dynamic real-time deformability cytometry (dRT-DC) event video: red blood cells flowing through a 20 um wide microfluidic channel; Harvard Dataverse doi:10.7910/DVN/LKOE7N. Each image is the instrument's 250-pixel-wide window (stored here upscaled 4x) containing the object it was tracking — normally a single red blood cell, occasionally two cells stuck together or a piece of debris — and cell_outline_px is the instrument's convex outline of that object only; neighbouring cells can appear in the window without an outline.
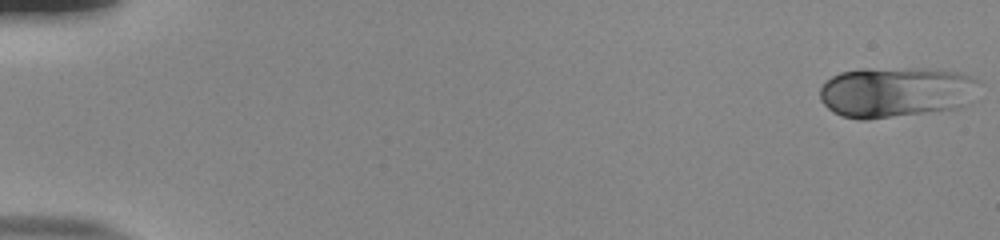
{"species": "human", "species_latin": "Homo sapiens", "temperature_condition": "room temperature", "stored_images_in_passage": 53, "camera_frame_rate_fps": 3000, "um_per_image_px": 0.085, "donor": {"sex": "male"}, "frame": {"image": 1, "passage_image": 1, "time_ms": 0.0, "image_size_px": [1000, 240], "cell_outline_px": [[980, 80], [964, 104], [960, 108], [868, 120], [860, 120], [840, 116], [832, 112], [820, 100], [820, 88], [832, 76], [840, 72], [860, 68], [940, 68], [960, 72], [972, 76]], "centroid_in_image_um": [76.11, 7.81], "position_along_channel_um": 8.9, "area_um2": 47.4}}
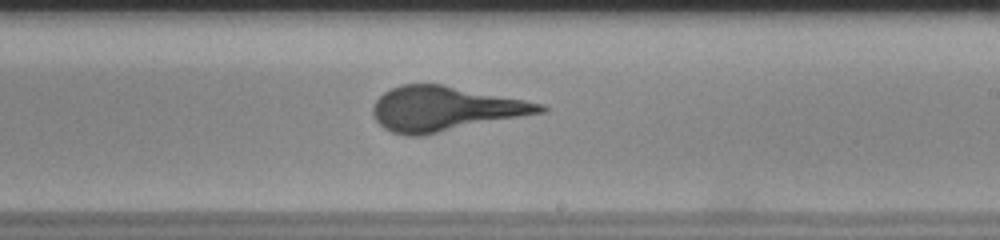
{"frame": {"image": 2, "passage_image": 33, "time_ms": 10.667, "image_size_px": [1000, 240], "cell_outline_px": [[548, 112], [420, 136], [408, 136], [392, 132], [384, 128], [376, 120], [372, 112], [372, 104], [384, 92], [400, 84], [440, 84], [524, 100], [544, 104], [548, 108]], "centroid_in_image_um": [37.83, 9.25], "position_along_channel_um": 251.2, "area_um2": 43.41}}
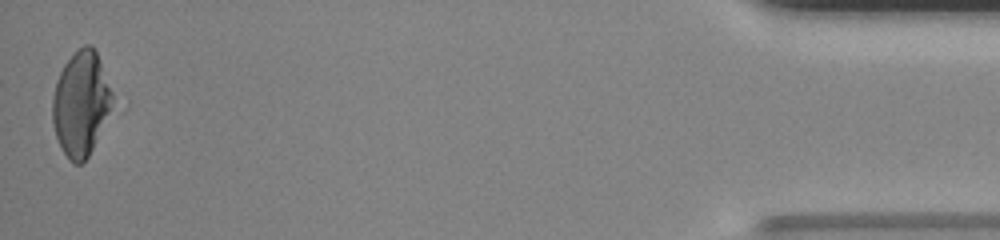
{"frame": {"image": 3, "passage_image": 53, "time_ms": 17.333, "image_size_px": [1000, 240], "cell_outline_px": [[116, 104], [88, 156], [80, 164], [72, 164], [68, 160], [56, 136], [52, 124], [52, 96], [56, 80], [64, 64], [84, 44], [92, 44], [96, 52], [112, 92]], "centroid_in_image_um": [6.89, 8.83], "position_along_channel_um": 428.3, "area_um2": 36.7}}